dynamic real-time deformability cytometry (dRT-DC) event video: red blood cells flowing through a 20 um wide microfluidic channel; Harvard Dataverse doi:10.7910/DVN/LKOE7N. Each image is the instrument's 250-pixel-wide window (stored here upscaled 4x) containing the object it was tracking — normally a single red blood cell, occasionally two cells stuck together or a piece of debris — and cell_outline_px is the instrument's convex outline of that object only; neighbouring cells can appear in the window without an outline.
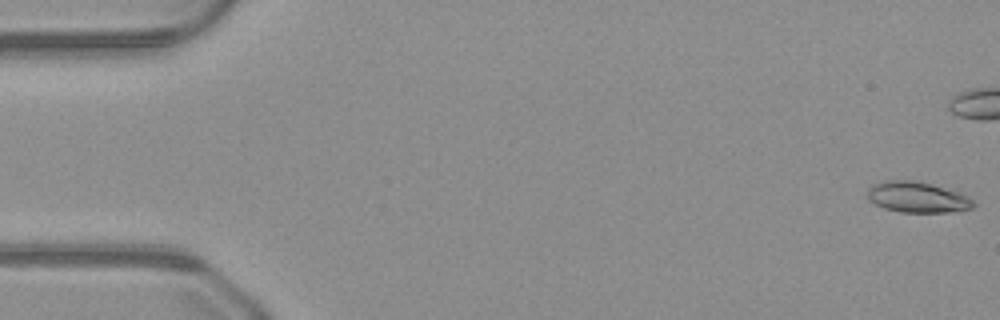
{"species": "common noctule bat (a hibernating species)", "species_latin": "Nyctalus noctula", "temperature_condition": "warm", "stored_images_in_passage": 40, "camera_frame_rate_fps": 3000, "um_per_image_px": 0.085, "animal": {"sex": "male", "body_mass_g": 23.1, "forearm_length_mm": 52.7}, "frame": {"image": 1, "passage_image": 1, "time_ms": 0.0, "image_size_px": [1000, 320], "cell_outline_px": [[976, 204], [972, 208], [948, 212], [900, 212], [884, 208], [868, 200], [868, 188], [872, 184], [884, 180], [916, 180], [932, 184], [968, 196]], "centroid_in_image_um": [77.94, 16.75], "position_along_channel_um": 7.1, "area_um2": 18.96}}
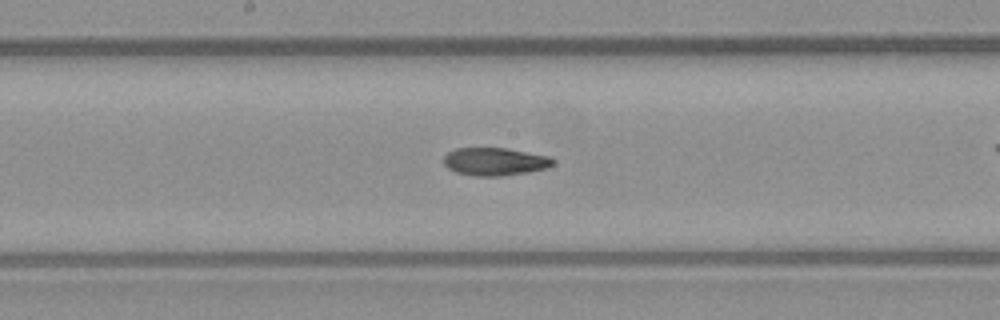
{"frame": {"image": 2, "passage_image": 26, "time_ms": 8.333, "image_size_px": [1000, 320], "cell_outline_px": [[556, 164], [544, 168], [528, 172], [500, 176], [472, 176], [456, 172], [448, 168], [444, 164], [444, 156], [448, 152], [456, 148], [508, 148], [552, 156], [556, 160]], "centroid_in_image_um": [42.11, 13.73], "position_along_channel_um": 206.1, "area_um2": 17.98}}
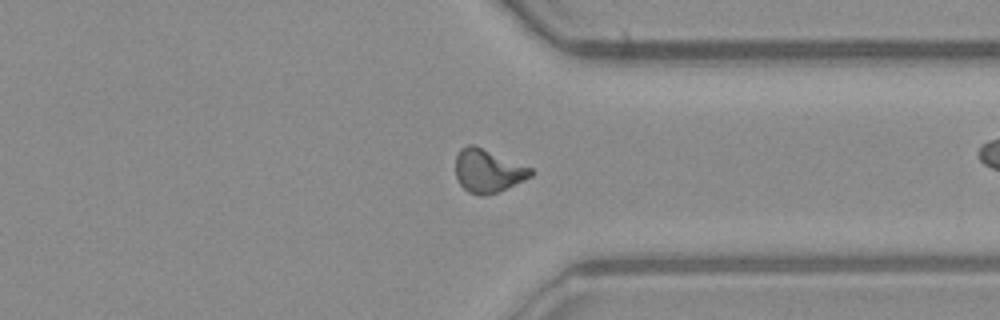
{"frame": {"image": 3, "passage_image": 38, "time_ms": 12.333, "image_size_px": [1000, 320], "cell_outline_px": [[536, 172], [532, 176], [524, 180], [496, 192], [484, 196], [480, 196], [468, 192], [456, 180], [456, 156], [460, 148], [468, 144], [472, 144], [532, 168]], "centroid_in_image_um": [41.46, 14.52], "position_along_channel_um": 369.9, "area_um2": 18.84}}